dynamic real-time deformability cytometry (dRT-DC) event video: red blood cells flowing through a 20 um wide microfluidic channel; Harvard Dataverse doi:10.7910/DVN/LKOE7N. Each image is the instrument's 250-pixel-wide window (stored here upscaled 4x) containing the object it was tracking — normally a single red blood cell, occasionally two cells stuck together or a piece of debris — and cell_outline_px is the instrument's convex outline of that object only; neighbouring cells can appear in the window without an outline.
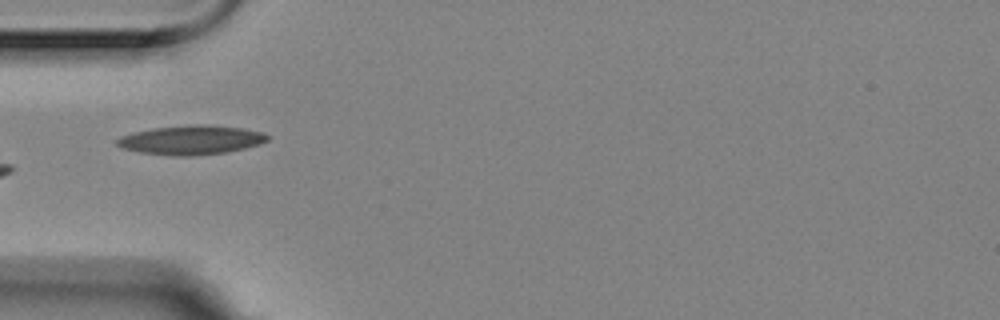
{"species": "Egyptian fruit bat (a non-hibernating species)", "species_latin": "Rousettus aegyptiacus", "temperature_condition": "room temperature", "stored_images_in_passage": 11, "camera_frame_rate_fps": 3000, "um_per_image_px": 0.085, "animal": {"sex": "female"}, "frame": {"image": 1, "passage_image": 1, "time_ms": 0.0, "image_size_px": [1000, 320], "cell_outline_px": [[272, 136], [268, 140], [260, 144], [228, 152], [188, 156], [180, 156], [140, 152], [120, 148], [116, 144], [116, 140], [120, 136], [132, 132], [152, 128], [192, 124], [204, 124], [244, 128], [264, 132]], "centroid_in_image_um": [16.27, 11.88], "position_along_channel_um": 68.7, "area_um2": 25.84}}
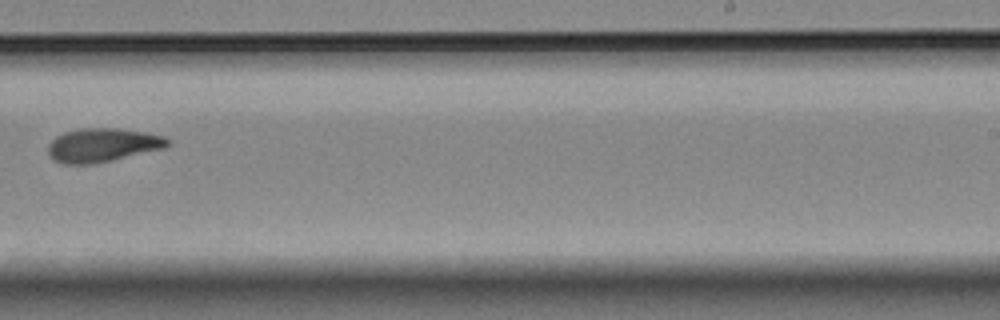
{"frame": {"image": 2, "passage_image": 6, "time_ms": 1.667, "image_size_px": [1000, 320], "cell_outline_px": [[172, 144], [168, 148], [112, 160], [92, 164], [64, 164], [56, 160], [48, 152], [48, 144], [56, 136], [64, 132], [80, 128], [116, 128], [144, 132], [168, 136], [172, 140]], "centroid_in_image_um": [8.81, 12.32], "position_along_channel_um": 280.2, "area_um2": 23.81}}
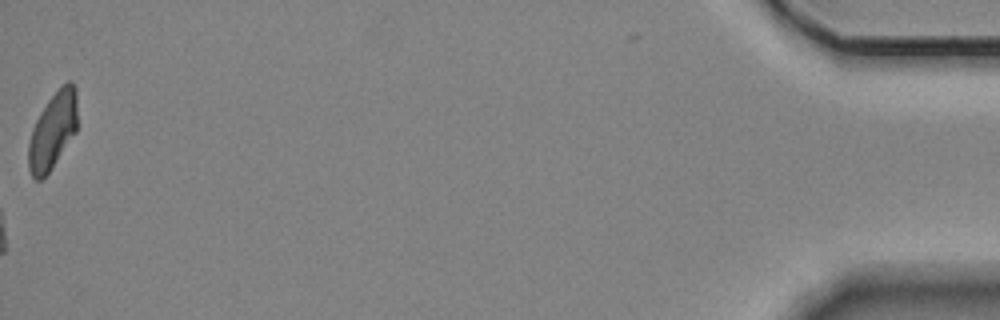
{"frame": {"image": 3, "passage_image": 11, "time_ms": 3.333, "image_size_px": [1000, 320], "cell_outline_px": [[76, 132], [48, 172], [40, 180], [36, 180], [32, 176], [28, 168], [28, 144], [32, 128], [40, 112], [48, 100], [60, 84], [68, 80], [72, 80], [76, 88]], "centroid_in_image_um": [4.47, 11.05], "position_along_channel_um": 430.7, "area_um2": 21.79}}